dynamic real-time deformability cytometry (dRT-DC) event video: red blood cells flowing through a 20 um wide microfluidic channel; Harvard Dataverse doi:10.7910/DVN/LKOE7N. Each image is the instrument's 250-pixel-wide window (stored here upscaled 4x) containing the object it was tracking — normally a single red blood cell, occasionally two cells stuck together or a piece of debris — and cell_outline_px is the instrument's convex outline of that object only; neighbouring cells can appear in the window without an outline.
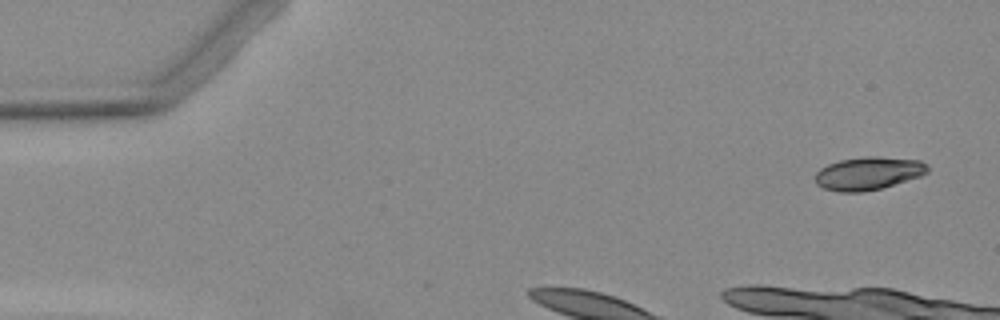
{"species": "Egyptian fruit bat (a non-hibernating species)", "species_latin": "Rousettus aegyptiacus", "temperature_condition": "warm", "stored_images_in_passage": 3, "camera_frame_rate_fps": 3000, "um_per_image_px": 0.085, "animal": {"sex": "female"}, "frame": {"image": 1, "passage_image": 1, "time_ms": 0.0, "image_size_px": [1000, 320], "cell_outline_px": [[928, 172], [920, 176], [880, 188], [864, 192], [840, 192], [824, 188], [816, 184], [816, 172], [820, 168], [828, 164], [840, 160], [864, 156], [876, 156], [920, 160], [928, 164]], "centroid_in_image_um": [73.8, 14.72], "position_along_channel_um": 11.2, "area_um2": 21.56}}